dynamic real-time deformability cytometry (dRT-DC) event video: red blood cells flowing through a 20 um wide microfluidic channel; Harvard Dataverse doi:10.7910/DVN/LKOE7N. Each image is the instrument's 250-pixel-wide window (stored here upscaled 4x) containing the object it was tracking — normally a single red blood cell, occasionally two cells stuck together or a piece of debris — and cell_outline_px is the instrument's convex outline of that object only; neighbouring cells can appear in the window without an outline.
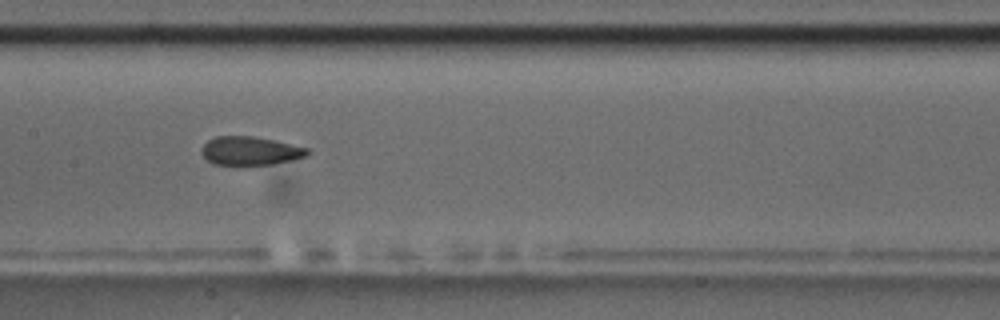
{"species": "common noctule bat (a hibernating species)", "species_latin": "Nyctalus noctula", "temperature_condition": "room temperature", "stored_images_in_passage": 14, "camera_frame_rate_fps": 3000, "um_per_image_px": 0.085, "animal": {"sex": "male", "body_mass_g": 17.5, "forearm_length_mm": 52.3}, "frame": {"image": 1, "passage_image": 7, "time_ms": 7.667, "image_size_px": [1000, 320], "cell_outline_px": [[312, 152], [308, 156], [292, 160], [272, 164], [244, 168], [240, 168], [212, 164], [200, 152], [204, 144], [208, 140], [216, 136], [252, 136], [276, 140], [308, 148]], "centroid_in_image_um": [21.27, 12.87], "position_along_channel_um": 186.1, "area_um2": 18.55}, "authors_computed_cell_mechanics": {"area_um2": 18.4671, "velocity_mm_per_s": 3.591, "shape_relaxation_time_tau1_ms": 3.7361, "shape_relaxation_time_tau2_ms": 2.4606, "deformation_change_tau1": 0.0902, "deformation_change_tau2": 0.0749}}